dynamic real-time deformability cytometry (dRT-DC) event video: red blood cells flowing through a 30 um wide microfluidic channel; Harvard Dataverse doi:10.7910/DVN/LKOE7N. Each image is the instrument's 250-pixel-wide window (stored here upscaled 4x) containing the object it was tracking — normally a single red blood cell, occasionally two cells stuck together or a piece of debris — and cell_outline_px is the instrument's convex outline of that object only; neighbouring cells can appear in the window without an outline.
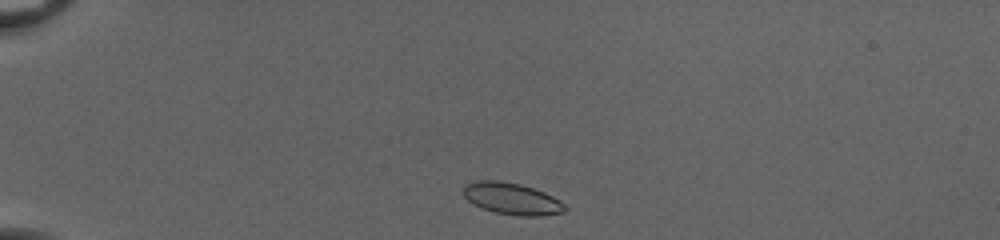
{"species": "common noctule bat (a hibernating species)", "species_latin": "Nyctalus noctula", "temperature_condition": "cold", "stored_images_in_passage": 40, "camera_frame_rate_fps": 3000, "um_per_image_px": 0.085, "animal": {"sex": "female", "body_mass_g": 20.0, "forearm_length_mm": 54.0}, "frame": {"image": 1, "passage_image": 1, "time_ms": 0.0, "image_size_px": [1000, 240], "cell_outline_px": [[568, 208], [564, 212], [540, 216], [520, 216], [496, 212], [472, 204], [464, 196], [464, 184], [472, 180], [500, 180], [520, 184], [544, 192], [560, 200]], "centroid_in_image_um": [43.5, 16.87], "position_along_channel_um": 41.5, "area_um2": 18.84}}
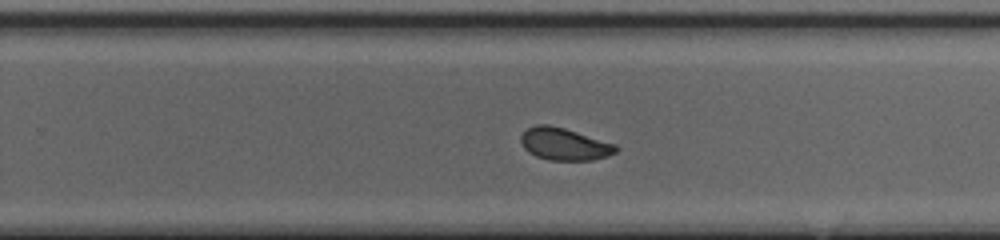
{"frame": {"image": 2, "passage_image": 23, "time_ms": 7.333, "image_size_px": [1000, 240], "cell_outline_px": [[620, 148], [616, 152], [608, 156], [592, 160], [548, 160], [536, 156], [528, 152], [524, 148], [520, 140], [520, 136], [528, 128], [536, 124], [548, 124], [564, 128], [616, 144]], "centroid_in_image_um": [47.97, 12.25], "position_along_channel_um": 281.8, "area_um2": 17.92}}
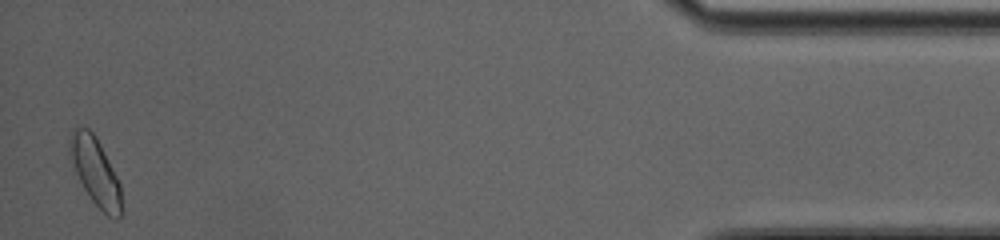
{"frame": {"image": 3, "passage_image": 39, "time_ms": 12.667, "image_size_px": [1000, 240], "cell_outline_px": [[124, 208], [120, 216], [116, 220], [108, 216], [92, 200], [84, 188], [68, 156], [68, 140], [72, 128], [88, 128], [96, 136], [120, 184]], "centroid_in_image_um": [8.11, 14.59], "position_along_channel_um": 427.1, "area_um2": 20.46}, "authors_computed_cell_mechanics": {"area_um2": 18.2937, "velocity_mm_per_s": 4.0326, "shape_relaxation_time_tau1_ms": 3.9782, "shape_relaxation_time_tau2_ms": 1.8008, "deformation_change_tau1": 0.0954, "deformation_change_tau2": 0.0411}}